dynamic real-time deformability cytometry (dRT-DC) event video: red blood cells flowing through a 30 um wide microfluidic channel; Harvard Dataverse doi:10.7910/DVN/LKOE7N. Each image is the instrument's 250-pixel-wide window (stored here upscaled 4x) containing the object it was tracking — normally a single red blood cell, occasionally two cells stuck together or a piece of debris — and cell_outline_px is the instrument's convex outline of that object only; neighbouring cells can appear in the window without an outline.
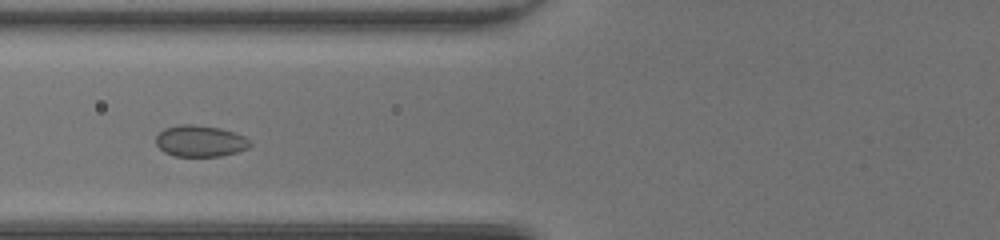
{"species": "common noctule bat (a hibernating species)", "species_latin": "Nyctalus noctula", "temperature_condition": "room temperature", "stored_images_in_passage": 37, "camera_frame_rate_fps": 3000, "um_per_image_px": 0.085, "animal": {"sex": "female", "body_mass_g": 20.0, "forearm_length_mm": 54.0}, "frame": {"image": 1, "passage_image": 13, "time_ms": 4.0, "image_size_px": [1000, 240], "cell_outline_px": [[252, 144], [248, 148], [236, 152], [220, 156], [172, 156], [164, 152], [156, 144], [156, 136], [164, 128], [180, 124], [192, 124], [220, 128], [236, 132], [252, 140]], "centroid_in_image_um": [17.03, 11.98], "position_along_channel_um": 108.8, "area_um2": 17.4}}
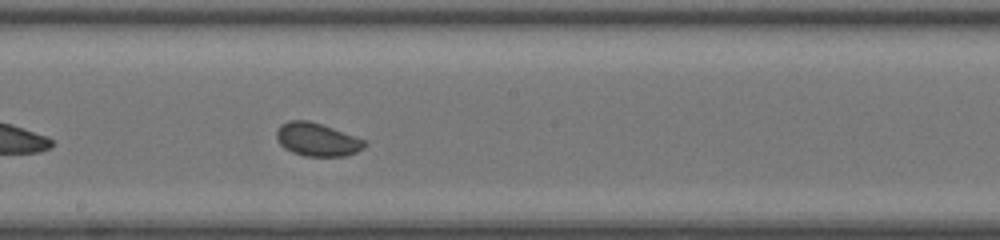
{"frame": {"image": 2, "passage_image": 21, "time_ms": 6.667, "image_size_px": [1000, 240], "cell_outline_px": [[368, 144], [364, 148], [356, 152], [344, 156], [304, 156], [292, 152], [284, 148], [276, 140], [276, 132], [280, 124], [288, 120], [308, 120], [368, 140]], "centroid_in_image_um": [26.96, 11.86], "position_along_channel_um": 221.2, "area_um2": 17.22}}
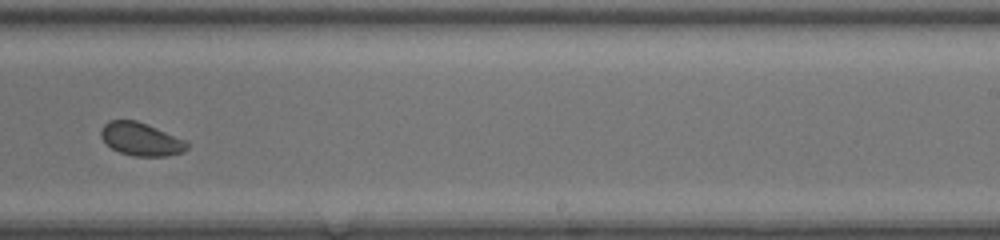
{"frame": {"image": 3, "passage_image": 25, "time_ms": 8.0, "image_size_px": [1000, 240], "cell_outline_px": [[188, 148], [184, 152], [168, 156], [132, 156], [120, 152], [112, 148], [100, 136], [100, 132], [104, 124], [108, 120], [136, 120], [188, 140]], "centroid_in_image_um": [12.02, 11.83], "position_along_channel_um": 277.0, "area_um2": 16.7}, "authors_computed_cell_mechanics": {"area_um2": 16.9354, "velocity_mm_per_s": 4.211, "shape_relaxation_time_tau1_ms": 1.6082, "shape_relaxation_time_tau2_ms": null, "deformation_change_tau1": 0.0271, "deformation_change_tau2": null}}